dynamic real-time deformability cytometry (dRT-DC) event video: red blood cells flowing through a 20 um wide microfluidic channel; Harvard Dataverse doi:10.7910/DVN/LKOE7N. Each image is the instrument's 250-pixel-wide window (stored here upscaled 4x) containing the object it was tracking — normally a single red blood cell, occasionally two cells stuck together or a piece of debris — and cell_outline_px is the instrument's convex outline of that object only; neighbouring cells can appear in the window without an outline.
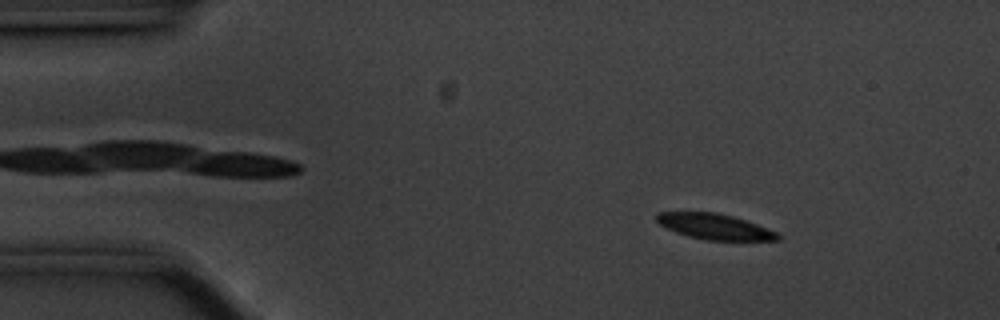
{"species": "common noctule bat (a hibernating species)", "species_latin": "Nyctalus noctula", "temperature_condition": "cold", "stored_images_in_passage": 56, "camera_frame_rate_fps": 3000, "um_per_image_px": 0.085, "animal": {"sex": "male", "body_mass_g": 20.1, "forearm_length_mm": 53.5}, "frame": {"image": 1, "passage_image": 7, "time_ms": 2.0, "image_size_px": [1000, 320], "cell_outline_px": [[780, 240], [704, 240], [688, 236], [676, 232], [660, 224], [656, 220], [656, 216], [660, 212], [716, 212], [732, 216], [756, 224], [776, 232], [780, 236]], "centroid_in_image_um": [60.73, 19.26], "position_along_channel_um": 24.3, "area_um2": 17.8}}
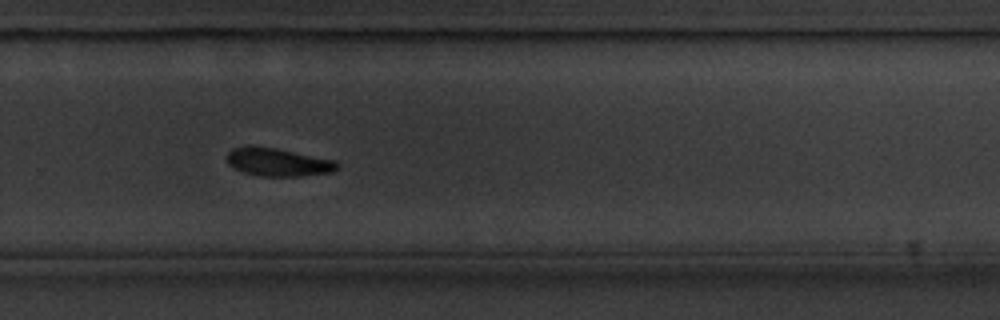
{"frame": {"image": 2, "passage_image": 37, "time_ms": 12.0, "image_size_px": [1000, 320], "cell_outline_px": [[340, 168], [332, 172], [300, 176], [260, 176], [244, 172], [232, 168], [228, 164], [228, 152], [232, 148], [252, 144], [276, 148], [336, 160], [340, 164]], "centroid_in_image_um": [23.64, 13.77], "position_along_channel_um": 306.2, "area_um2": 18.38}}
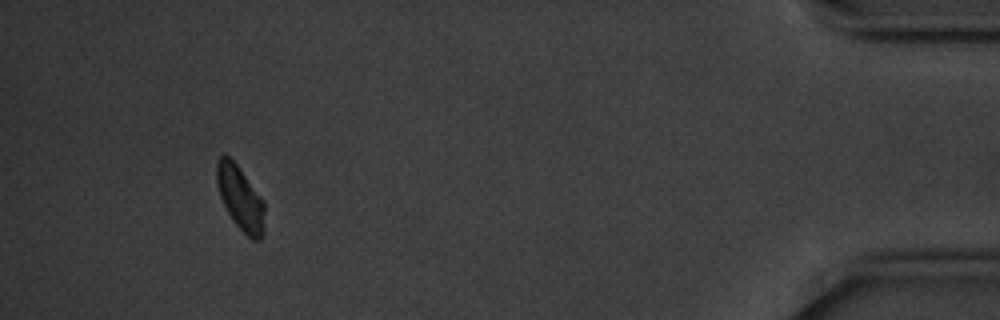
{"frame": {"image": 3, "passage_image": 52, "time_ms": 17.0, "image_size_px": [1000, 320], "cell_outline_px": [[264, 232], [260, 240], [252, 240], [232, 220], [220, 196], [216, 180], [216, 164], [220, 156], [224, 152], [236, 164], [264, 200]], "centroid_in_image_um": [20.43, 16.83], "position_along_channel_um": 414.8, "area_um2": 17.8}}